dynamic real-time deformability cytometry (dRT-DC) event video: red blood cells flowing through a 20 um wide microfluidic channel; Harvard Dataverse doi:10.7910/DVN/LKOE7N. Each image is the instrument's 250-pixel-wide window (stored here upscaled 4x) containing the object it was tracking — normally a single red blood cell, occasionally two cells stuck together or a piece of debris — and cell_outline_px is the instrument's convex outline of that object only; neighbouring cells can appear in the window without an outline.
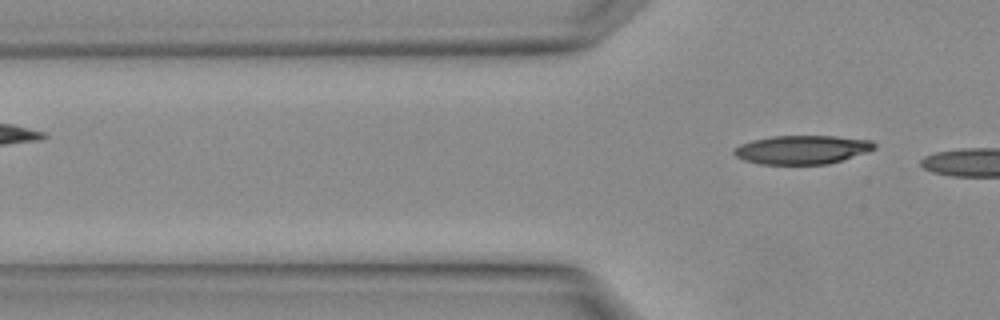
{"species": "Egyptian fruit bat (a non-hibernating species)", "species_latin": "Rousettus aegyptiacus", "temperature_condition": "warm", "stored_images_in_passage": 2, "camera_frame_rate_fps": 3000, "um_per_image_px": 0.085, "animal": {"sex": "female"}, "frame": {"image": 1, "passage_image": 2, "time_ms": 0.333, "image_size_px": [1000, 320], "cell_outline_px": [[876, 148], [828, 164], [760, 164], [744, 160], [736, 156], [732, 152], [732, 148], [740, 144], [752, 140], [772, 136], [836, 136], [872, 140], [876, 144]], "centroid_in_image_um": [68.13, 12.71], "position_along_channel_um": 57.7, "area_um2": 23.41}}